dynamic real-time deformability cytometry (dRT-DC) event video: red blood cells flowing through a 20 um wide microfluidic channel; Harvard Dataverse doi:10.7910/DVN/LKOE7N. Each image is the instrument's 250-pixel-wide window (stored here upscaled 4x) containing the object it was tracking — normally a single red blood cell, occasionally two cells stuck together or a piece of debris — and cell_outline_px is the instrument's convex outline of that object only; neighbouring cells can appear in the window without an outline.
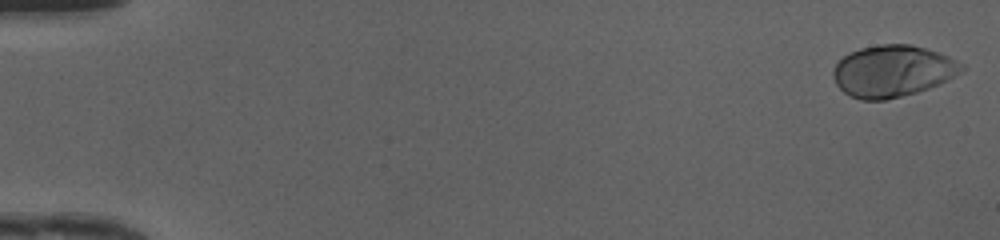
{"species": "human", "species_latin": "Homo sapiens", "temperature_condition": "cold", "stored_images_in_passage": 49, "camera_frame_rate_fps": 3000, "um_per_image_px": 0.085, "donor": {"sex": "female"}, "frame": {"image": 1, "passage_image": 1, "time_ms": 0.0, "image_size_px": [1000, 240], "cell_outline_px": [[968, 68], [948, 80], [940, 84], [916, 92], [884, 100], [860, 100], [844, 92], [836, 84], [832, 76], [832, 72], [836, 64], [848, 52], [860, 48], [880, 44], [908, 44], [924, 48], [948, 56], [964, 64]], "centroid_in_image_um": [75.88, 6.04], "position_along_channel_um": 9.1, "area_um2": 38.67}}
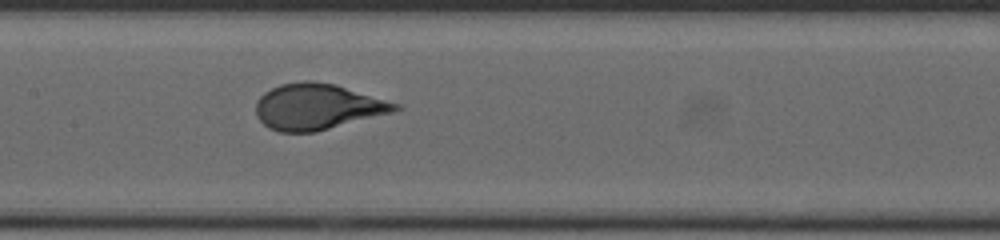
{"frame": {"image": 2, "passage_image": 25, "time_ms": 8.0, "image_size_px": [1000, 240], "cell_outline_px": [[400, 108], [392, 112], [316, 132], [280, 132], [268, 128], [256, 116], [256, 100], [264, 92], [280, 84], [304, 80], [312, 80], [336, 84], [400, 104]], "centroid_in_image_um": [26.95, 9.06], "position_along_channel_um": 180.5, "area_um2": 37.28}}
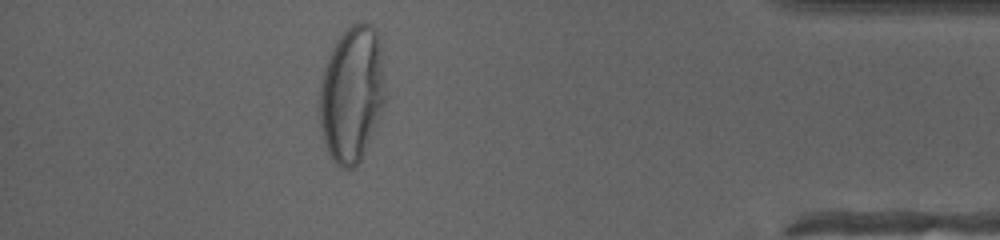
{"frame": {"image": 3, "passage_image": 44, "time_ms": 14.333, "image_size_px": [1000, 240], "cell_outline_px": [[384, 104], [360, 160], [356, 168], [340, 168], [336, 164], [328, 152], [324, 140], [316, 108], [320, 84], [324, 68], [328, 56], [336, 40], [352, 24], [360, 20], [364, 20], [376, 32], [380, 40], [384, 92]], "centroid_in_image_um": [29.86, 7.99], "position_along_channel_um": 405.3, "area_um2": 52.08}, "authors_computed_cell_mechanics": {"area_um2": 37.4544, "velocity_mm_per_s": 4.172, "shape_relaxation_time_tau1_ms": 4.351, "shape_relaxation_time_tau2_ms": null, "deformation_change_tau1": 0.2205, "deformation_change_tau2": null}}